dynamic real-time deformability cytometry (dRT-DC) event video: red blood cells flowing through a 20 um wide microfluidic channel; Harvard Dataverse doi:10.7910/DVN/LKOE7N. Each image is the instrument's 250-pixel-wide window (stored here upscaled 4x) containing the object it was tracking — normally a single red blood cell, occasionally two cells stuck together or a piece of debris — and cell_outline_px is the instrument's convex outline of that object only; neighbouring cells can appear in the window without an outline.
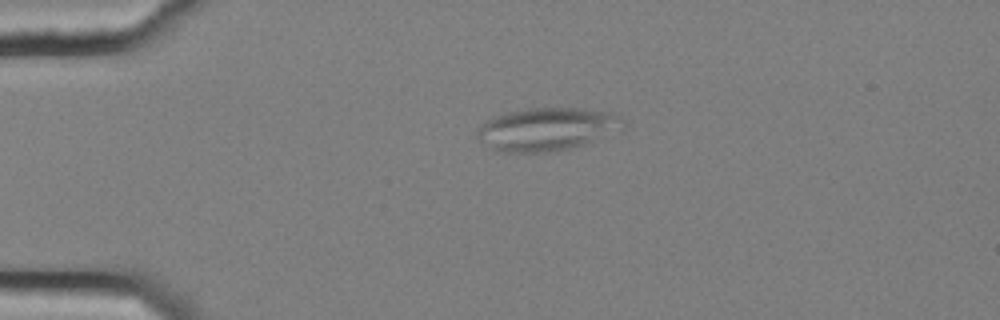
{"species": "common noctule bat (a hibernating species)", "species_latin": "Nyctalus noctula", "temperature_condition": "cold", "stored_images_in_passage": 46, "camera_frame_rate_fps": 3000, "um_per_image_px": 0.085, "animal": {"sex": "female", "body_mass_g": 25.1}, "frame": {"image": 1, "passage_image": 3, "time_ms": 0.667, "image_size_px": [1000, 320], "cell_outline_px": [[628, 124], [584, 144], [568, 148], [548, 152], [500, 152], [492, 148], [480, 140], [476, 136], [476, 132], [484, 120], [504, 112], [528, 108], [580, 108], [612, 112], [624, 120]], "centroid_in_image_um": [46.43, 10.96], "position_along_channel_um": 38.6, "area_um2": 36.3}}
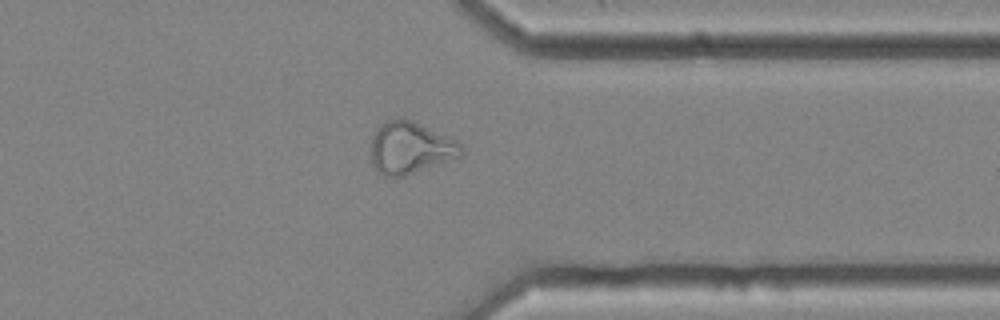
{"frame": {"image": 2, "passage_image": 34, "time_ms": 11.0, "image_size_px": [1000, 320], "cell_outline_px": [[464, 152], [460, 156], [404, 176], [384, 176], [376, 172], [372, 164], [372, 136], [388, 120], [404, 116], [448, 136], [456, 140], [464, 148]], "centroid_in_image_um": [34.88, 12.56], "position_along_channel_um": 376.5, "area_um2": 27.17}}
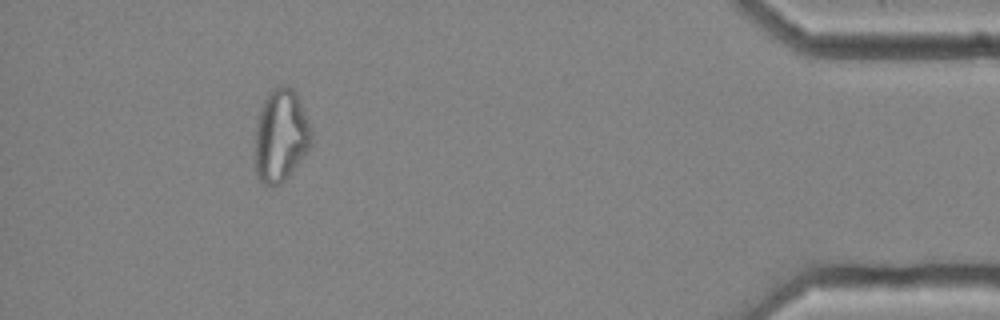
{"frame": {"image": 3, "passage_image": 41, "time_ms": 13.333, "image_size_px": [1000, 320], "cell_outline_px": [[312, 140], [308, 148], [288, 176], [280, 184], [264, 184], [256, 176], [256, 120], [260, 108], [264, 100], [272, 88], [280, 84], [288, 84], [296, 92], [300, 100], [312, 128]], "centroid_in_image_um": [23.87, 11.45], "position_along_channel_um": 411.3, "area_um2": 30.35}, "authors_computed_cell_mechanics": {"area_um2": 27.1371, "velocity_mm_per_s": 3.6558, "shape_relaxation_time_tau1_ms": null, "shape_relaxation_time_tau2_ms": 2.8272, "deformation_change_tau1": null, "deformation_change_tau2": 0.1095}}